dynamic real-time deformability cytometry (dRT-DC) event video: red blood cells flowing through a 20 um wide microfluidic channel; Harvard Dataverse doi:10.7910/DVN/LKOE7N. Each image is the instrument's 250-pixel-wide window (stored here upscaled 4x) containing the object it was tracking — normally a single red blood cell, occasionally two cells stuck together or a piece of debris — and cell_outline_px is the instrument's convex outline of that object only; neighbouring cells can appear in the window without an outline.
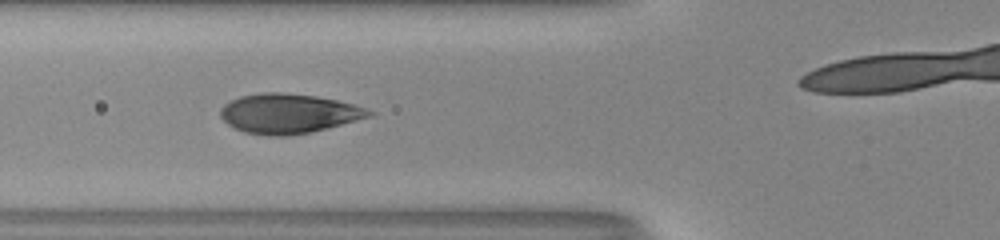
{"species": "human", "species_latin": "Homo sapiens", "temperature_condition": "room temperature", "stored_images_in_passage": 28, "camera_frame_rate_fps": 3000, "um_per_image_px": 0.085, "donor": {"sex": "male"}, "frame": {"image": 1, "passage_image": 5, "time_ms": 1.333, "image_size_px": [1000, 240], "cell_outline_px": [[376, 112], [372, 116], [328, 128], [288, 136], [272, 136], [244, 132], [228, 124], [220, 116], [220, 108], [224, 104], [240, 96], [260, 92], [280, 92], [316, 96], [336, 100], [352, 104]], "centroid_in_image_um": [24.51, 9.64], "position_along_channel_um": 101.3, "area_um2": 34.16}}